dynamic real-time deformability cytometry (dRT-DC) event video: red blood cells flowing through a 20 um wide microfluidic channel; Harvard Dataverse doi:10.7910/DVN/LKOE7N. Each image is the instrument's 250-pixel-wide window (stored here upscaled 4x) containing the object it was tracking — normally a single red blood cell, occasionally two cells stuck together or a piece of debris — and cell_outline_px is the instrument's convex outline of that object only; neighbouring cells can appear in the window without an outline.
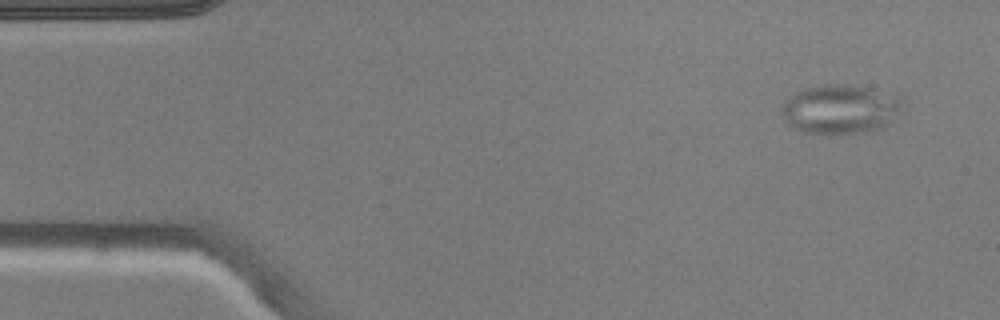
{"species": "common noctule bat (a hibernating species)", "species_latin": "Nyctalus noctula", "temperature_condition": "warm", "stored_images_in_passage": 4, "camera_frame_rate_fps": 3000, "um_per_image_px": 0.085, "animal": {"sex": "male", "body_mass_g": 20.5, "forearm_length_mm": 52.5}, "frame": {"image": 1, "passage_image": 1, "time_ms": 0.0, "image_size_px": [1000, 320], "cell_outline_px": [[904, 112], [888, 124], [880, 128], [864, 132], [804, 132], [792, 128], [788, 124], [780, 108], [780, 104], [784, 100], [796, 92], [808, 88], [828, 84], [848, 84], [900, 92]], "centroid_in_image_um": [71.53, 9.23], "position_along_channel_um": 13.5, "area_um2": 35.14}}